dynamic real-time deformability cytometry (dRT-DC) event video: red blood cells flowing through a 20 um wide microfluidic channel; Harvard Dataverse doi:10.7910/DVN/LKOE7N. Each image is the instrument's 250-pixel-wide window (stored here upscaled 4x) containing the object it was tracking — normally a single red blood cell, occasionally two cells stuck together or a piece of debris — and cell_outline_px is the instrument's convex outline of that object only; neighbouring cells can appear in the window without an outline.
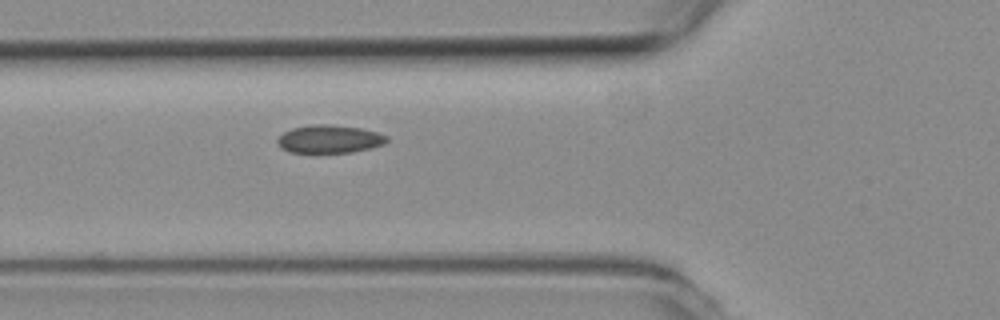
{"species": "common noctule bat (a hibernating species)", "species_latin": "Nyctalus noctula", "temperature_condition": "room temperature", "stored_images_in_passage": 5, "segment_of_instrument_passage": [1, 2], "camera_frame_rate_fps": 3000, "um_per_image_px": 0.085, "animal": {"sex": "female", "body_mass_g": 19.3, "forearm_length_mm": 54.1}, "frame": {"image": 1, "passage_image": 4, "time_ms": 1.0, "image_size_px": [1000, 320], "cell_outline_px": [[388, 140], [384, 144], [372, 148], [352, 152], [288, 152], [280, 148], [276, 140], [284, 132], [292, 128], [312, 124], [328, 124], [360, 128], [376, 132], [388, 136]], "centroid_in_image_um": [28.0, 11.82], "position_along_channel_um": 97.8, "area_um2": 17.86}}